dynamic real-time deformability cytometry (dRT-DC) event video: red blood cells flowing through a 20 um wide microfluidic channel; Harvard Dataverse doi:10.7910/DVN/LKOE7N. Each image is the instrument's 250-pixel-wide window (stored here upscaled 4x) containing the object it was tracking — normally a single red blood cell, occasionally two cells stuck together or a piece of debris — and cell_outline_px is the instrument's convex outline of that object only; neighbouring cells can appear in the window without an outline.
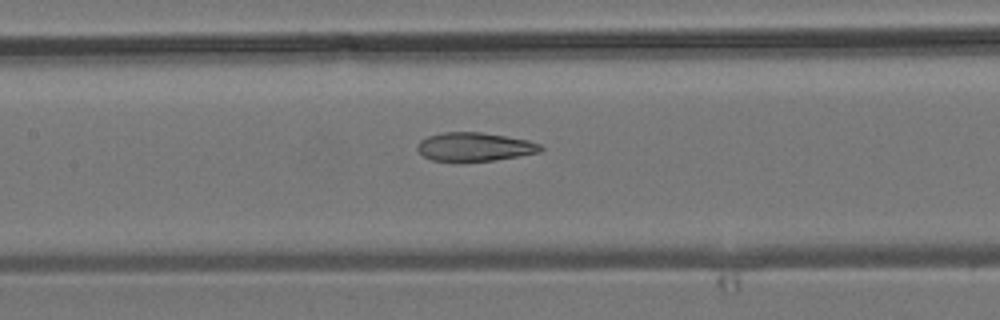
{"species": "common noctule bat (a hibernating species)", "species_latin": "Nyctalus noctula", "temperature_condition": "room temperature", "stored_images_in_passage": 4, "camera_frame_rate_fps": 3000, "um_per_image_px": 0.085, "animal": {"sex": "male", "body_mass_g": 19.2, "forearm_length_mm": 51.8}, "frame": {"image": 1, "passage_image": 4, "time_ms": 3.667, "image_size_px": [1000, 320], "cell_outline_px": [[544, 148], [540, 152], [520, 156], [496, 160], [432, 160], [424, 156], [416, 148], [416, 144], [420, 140], [428, 136], [440, 132], [480, 132], [528, 140], [540, 144]], "centroid_in_image_um": [40.34, 12.46], "position_along_channel_um": 167.1, "area_um2": 20.35}}